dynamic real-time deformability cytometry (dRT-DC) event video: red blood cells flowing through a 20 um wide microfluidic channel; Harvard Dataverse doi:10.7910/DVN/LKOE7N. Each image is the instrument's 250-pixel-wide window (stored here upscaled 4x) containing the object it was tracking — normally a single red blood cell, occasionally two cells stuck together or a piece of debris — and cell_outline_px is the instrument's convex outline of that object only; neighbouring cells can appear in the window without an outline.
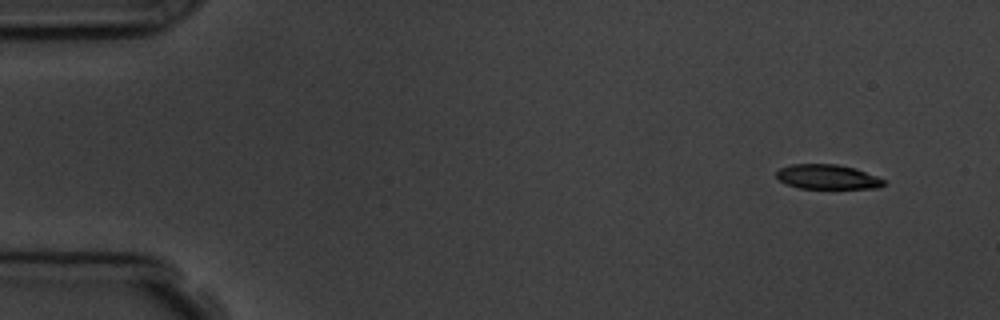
{"species": "common noctule bat (a hibernating species)", "species_latin": "Nyctalus noctula", "temperature_condition": "room temperature", "stored_images_in_passage": 5, "camera_frame_rate_fps": 3000, "um_per_image_px": 0.085, "animal": {"sex": "male", "body_mass_g": 19.5, "forearm_length_mm": 54.6}, "frame": {"image": 1, "passage_image": 1, "time_ms": 0.0, "image_size_px": [1000, 320], "cell_outline_px": [[888, 180], [880, 188], [800, 188], [784, 184], [776, 176], [776, 172], [780, 168], [792, 164], [836, 164], [856, 168]], "centroid_in_image_um": [70.36, 15.03], "position_along_channel_um": 14.6, "area_um2": 15.55}}
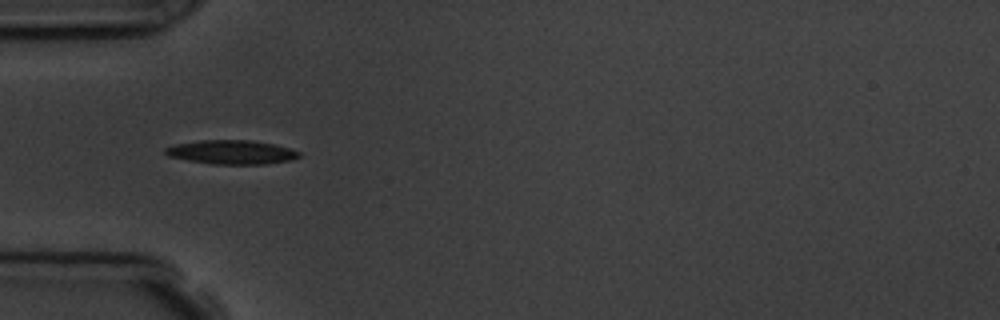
{"frame": {"image": 2, "passage_image": 4, "time_ms": 4.333, "image_size_px": [1000, 320], "cell_outline_px": [[300, 156], [292, 160], [264, 164], [212, 164], [188, 160], [168, 156], [164, 152], [164, 148], [172, 144], [200, 140], [252, 140], [276, 144], [300, 152]], "centroid_in_image_um": [19.66, 12.92], "position_along_channel_um": 65.3, "area_um2": 18.84}}